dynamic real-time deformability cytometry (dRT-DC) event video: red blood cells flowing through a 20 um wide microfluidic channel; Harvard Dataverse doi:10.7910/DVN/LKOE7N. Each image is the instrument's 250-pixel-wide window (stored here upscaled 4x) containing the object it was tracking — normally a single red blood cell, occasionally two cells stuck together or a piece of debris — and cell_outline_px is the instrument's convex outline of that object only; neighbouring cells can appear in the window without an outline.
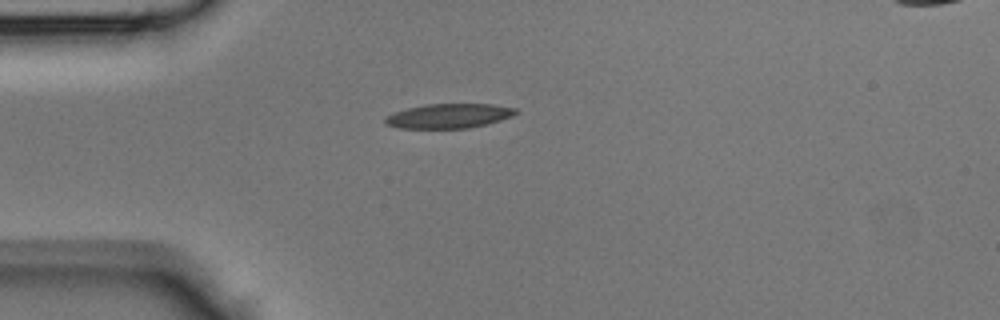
{"species": "Egyptian fruit bat (a non-hibernating species)", "species_latin": "Rousettus aegyptiacus", "temperature_condition": "room temperature", "stored_images_in_passage": 27, "camera_frame_rate_fps": 3000, "um_per_image_px": 0.085, "animal": {"sex": "male"}, "frame": {"image": 1, "passage_image": 1, "time_ms": 0.0, "image_size_px": [1000, 320], "cell_outline_px": [[520, 112], [512, 116], [488, 124], [468, 128], [400, 128], [384, 124], [384, 120], [392, 112], [408, 108], [428, 104], [492, 104], [516, 108]], "centroid_in_image_um": [38.17, 9.85], "position_along_channel_um": 46.8, "area_um2": 18.67}}
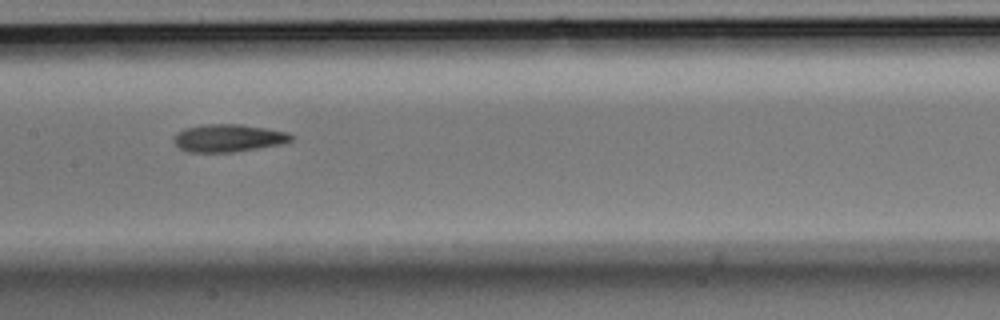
{"frame": {"image": 2, "passage_image": 11, "time_ms": 3.333, "image_size_px": [1000, 320], "cell_outline_px": [[292, 140], [280, 144], [236, 152], [188, 152], [180, 148], [172, 140], [180, 132], [188, 128], [208, 124], [240, 124], [288, 132], [292, 136]], "centroid_in_image_um": [19.43, 11.74], "position_along_channel_um": 188.0, "area_um2": 18.55}}
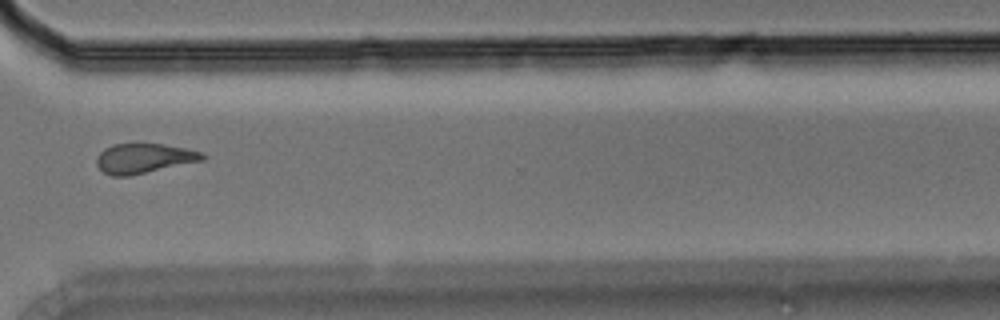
{"frame": {"image": 3, "passage_image": 22, "time_ms": 7.0, "image_size_px": [1000, 320], "cell_outline_px": [[204, 160], [128, 176], [112, 176], [104, 172], [96, 164], [96, 160], [100, 152], [104, 148], [112, 144], [140, 140], [164, 144], [184, 148], [200, 152], [204, 156]], "centroid_in_image_um": [12.18, 13.4], "position_along_channel_um": 358.4, "area_um2": 18.84}}